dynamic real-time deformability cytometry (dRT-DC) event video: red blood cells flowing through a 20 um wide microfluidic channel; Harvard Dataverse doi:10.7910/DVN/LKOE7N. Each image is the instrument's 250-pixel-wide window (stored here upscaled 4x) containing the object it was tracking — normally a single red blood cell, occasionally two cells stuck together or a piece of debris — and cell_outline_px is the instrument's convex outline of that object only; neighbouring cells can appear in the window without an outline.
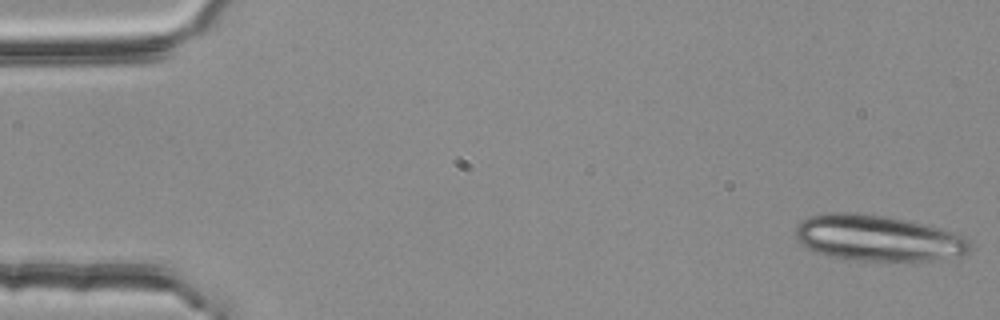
{"species": "common noctule bat (a hibernating species)", "species_latin": "Nyctalus noctula", "temperature_condition": "room temperature", "stored_images_in_passage": 19, "camera_frame_rate_fps": 3000, "um_per_image_px": 0.085, "animal": {"sex": "female", "body_mass_g": 25.1}, "frame": {"image": 1, "passage_image": 1, "time_ms": 0.0, "image_size_px": [1000, 320], "cell_outline_px": [[972, 248], [968, 252], [960, 256], [928, 260], [852, 260], [828, 256], [816, 252], [808, 248], [796, 236], [796, 224], [800, 220], [812, 216], [828, 212], [856, 212], [888, 216], [924, 224], [940, 228], [952, 232], [968, 240], [972, 244]], "centroid_in_image_um": [74.61, 20.22], "position_along_channel_um": 10.4, "area_um2": 46.53}}